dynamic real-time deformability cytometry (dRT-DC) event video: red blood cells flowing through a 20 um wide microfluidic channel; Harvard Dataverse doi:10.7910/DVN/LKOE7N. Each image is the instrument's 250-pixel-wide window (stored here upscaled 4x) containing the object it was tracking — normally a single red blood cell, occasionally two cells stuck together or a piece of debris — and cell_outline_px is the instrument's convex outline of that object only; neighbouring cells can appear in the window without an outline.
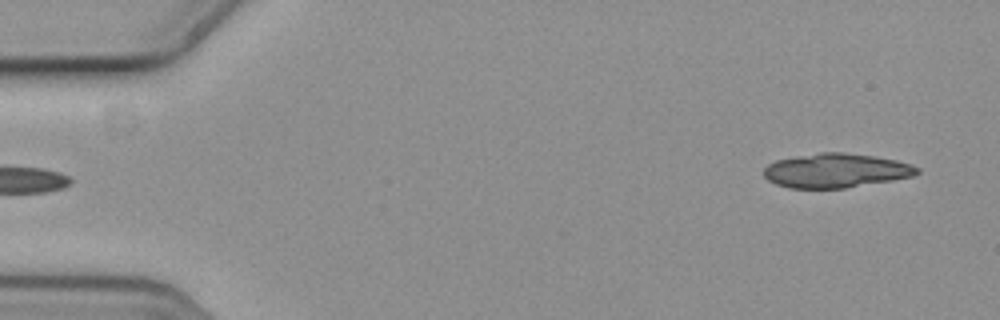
{"species": "common noctule bat (a hibernating species)", "species_latin": "Nyctalus noctula", "temperature_condition": "cold", "stored_images_in_passage": 5, "camera_frame_rate_fps": 3000, "um_per_image_px": 0.085, "animal": {"sex": "female", "body_mass_g": 19.3, "forearm_length_mm": 54.1}, "frame": {"image": 1, "passage_image": 5, "time_ms": 1.333, "image_size_px": [1000, 320], "cell_outline_px": [[920, 172], [912, 176], [844, 188], [788, 188], [776, 184], [768, 180], [764, 176], [764, 168], [768, 164], [776, 160], [796, 156], [820, 152], [844, 152], [876, 156], [896, 160], [912, 164], [920, 168]], "centroid_in_image_um": [71.04, 14.49], "position_along_channel_um": 14.0, "area_um2": 30.52}}